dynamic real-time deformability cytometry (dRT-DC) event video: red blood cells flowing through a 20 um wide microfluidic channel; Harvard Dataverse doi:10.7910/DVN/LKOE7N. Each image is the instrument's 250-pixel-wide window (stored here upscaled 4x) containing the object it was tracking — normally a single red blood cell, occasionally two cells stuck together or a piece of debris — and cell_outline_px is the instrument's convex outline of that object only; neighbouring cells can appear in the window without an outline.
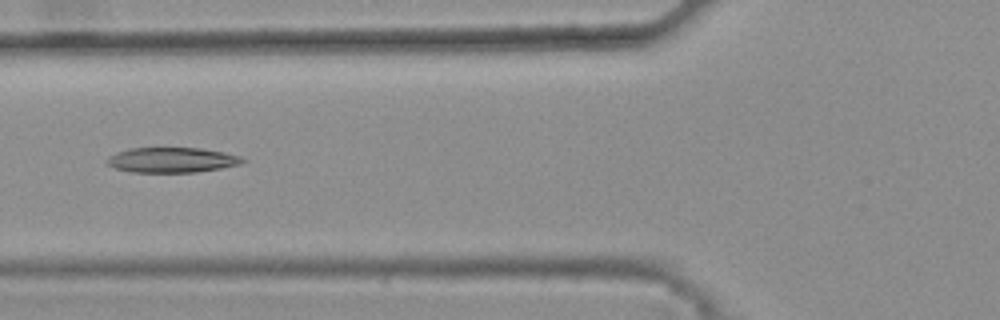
{"species": "common noctule bat (a hibernating species)", "species_latin": "Nyctalus noctula", "temperature_condition": "warm", "stored_images_in_passage": 44, "camera_frame_rate_fps": 3000, "um_per_image_px": 0.085, "animal": {"sex": "female", "body_mass_g": 25.1}, "frame": {"image": 1, "passage_image": 19, "time_ms": 6.0, "image_size_px": [1000, 320], "cell_outline_px": [[248, 160], [240, 164], [220, 168], [196, 172], [132, 172], [116, 168], [108, 164], [104, 160], [116, 152], [132, 148], [200, 148], [224, 152], [240, 156]], "centroid_in_image_um": [14.62, 13.59], "position_along_channel_um": 111.2, "area_um2": 19.77}}